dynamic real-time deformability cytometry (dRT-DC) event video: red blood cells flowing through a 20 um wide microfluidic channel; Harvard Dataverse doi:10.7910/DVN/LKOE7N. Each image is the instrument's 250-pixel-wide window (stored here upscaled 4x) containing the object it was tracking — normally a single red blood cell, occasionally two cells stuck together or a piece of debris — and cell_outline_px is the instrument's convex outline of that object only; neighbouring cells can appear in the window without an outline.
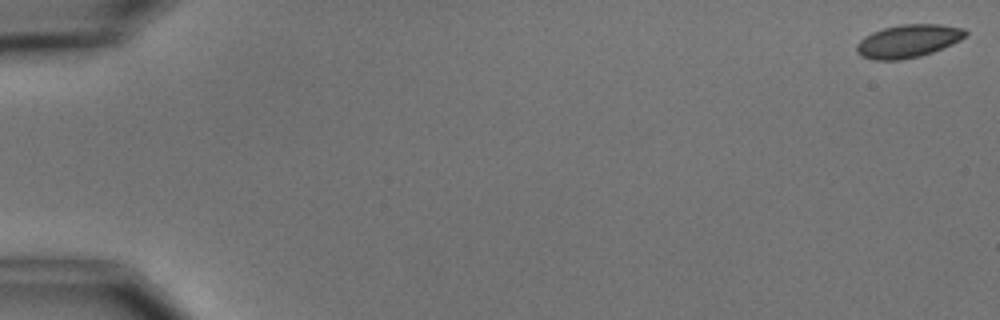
{"species": "common noctule bat (a hibernating species)", "species_latin": "Nyctalus noctula", "temperature_condition": "cold", "stored_images_in_passage": 9, "camera_frame_rate_fps": 3000, "um_per_image_px": 0.085, "animal": {"sex": "male", "body_mass_g": 15.6}, "frame": {"image": 1, "passage_image": 1, "time_ms": 0.0, "image_size_px": [1000, 320], "cell_outline_px": [[968, 32], [960, 40], [952, 44], [932, 52], [920, 56], [900, 60], [872, 60], [860, 56], [856, 52], [856, 44], [864, 36], [872, 32], [884, 28], [900, 24], [940, 24], [964, 28]], "centroid_in_image_um": [77.16, 3.49], "position_along_channel_um": 7.8, "area_um2": 21.04}}
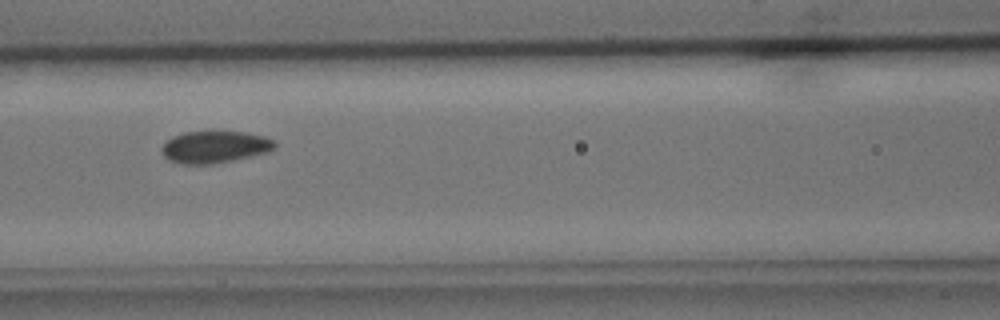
{"frame": {"image": 2, "passage_image": 8, "time_ms": 8.0, "image_size_px": [1000, 320], "cell_outline_px": [[276, 148], [268, 152], [252, 156], [212, 164], [180, 164], [168, 160], [160, 152], [160, 148], [172, 136], [184, 132], [248, 132], [264, 136], [276, 140]], "centroid_in_image_um": [18.26, 12.49], "position_along_channel_um": 148.3, "area_um2": 21.27}}
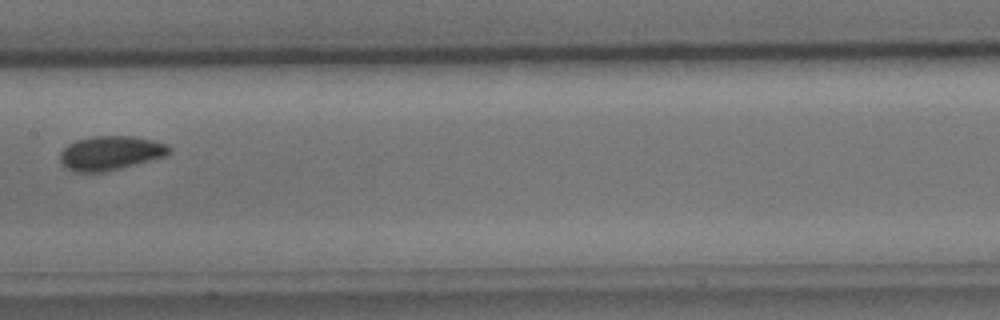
{"frame": {"image": 3, "passage_image": 9, "time_ms": 9.333, "image_size_px": [1000, 320], "cell_outline_px": [[172, 148], [164, 156], [120, 168], [104, 172], [76, 172], [68, 168], [60, 160], [60, 152], [68, 144], [76, 140], [96, 136], [136, 136], [168, 144]], "centroid_in_image_um": [9.39, 12.99], "position_along_channel_um": 198.0, "area_um2": 21.44}}